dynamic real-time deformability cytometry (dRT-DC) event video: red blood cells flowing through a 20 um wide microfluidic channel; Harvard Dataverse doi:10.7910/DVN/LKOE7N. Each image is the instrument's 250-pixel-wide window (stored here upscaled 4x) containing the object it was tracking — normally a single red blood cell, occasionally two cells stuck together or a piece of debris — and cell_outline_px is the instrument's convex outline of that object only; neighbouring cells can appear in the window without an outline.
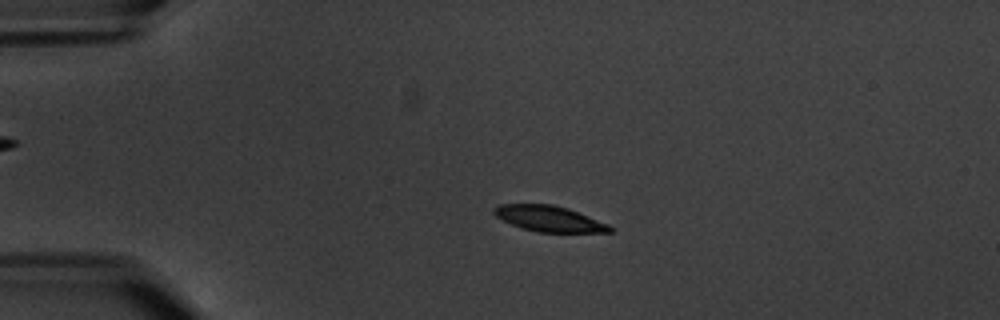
{"species": "common noctule bat (a hibernating species)", "species_latin": "Nyctalus noctula", "temperature_condition": "warm", "stored_images_in_passage": 5, "camera_frame_rate_fps": 3000, "um_per_image_px": 0.085, "animal": {"sex": "male", "body_mass_g": 20.1, "forearm_length_mm": 53.5}, "frame": {"image": 1, "passage_image": 3, "time_ms": 2.333, "image_size_px": [1000, 320], "cell_outline_px": [[612, 232], [536, 232], [520, 228], [496, 216], [492, 212], [492, 208], [500, 204], [552, 204], [568, 208], [608, 224], [612, 228]], "centroid_in_image_um": [46.64, 18.58], "position_along_channel_um": 38.4, "area_um2": 17.34}}
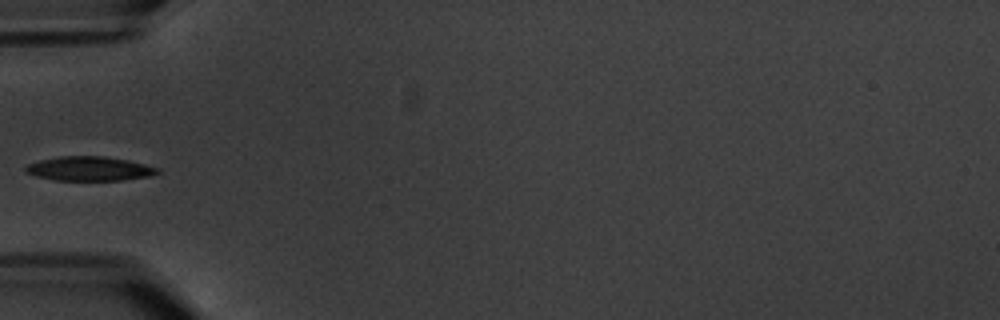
{"frame": {"image": 2, "passage_image": 5, "time_ms": 4.667, "image_size_px": [1000, 320], "cell_outline_px": [[160, 172], [152, 176], [120, 180], [56, 180], [36, 176], [24, 172], [24, 168], [28, 164], [40, 160], [60, 156], [104, 156], [128, 160], [160, 168]], "centroid_in_image_um": [7.61, 14.33], "position_along_channel_um": 77.4, "area_um2": 18.67}}